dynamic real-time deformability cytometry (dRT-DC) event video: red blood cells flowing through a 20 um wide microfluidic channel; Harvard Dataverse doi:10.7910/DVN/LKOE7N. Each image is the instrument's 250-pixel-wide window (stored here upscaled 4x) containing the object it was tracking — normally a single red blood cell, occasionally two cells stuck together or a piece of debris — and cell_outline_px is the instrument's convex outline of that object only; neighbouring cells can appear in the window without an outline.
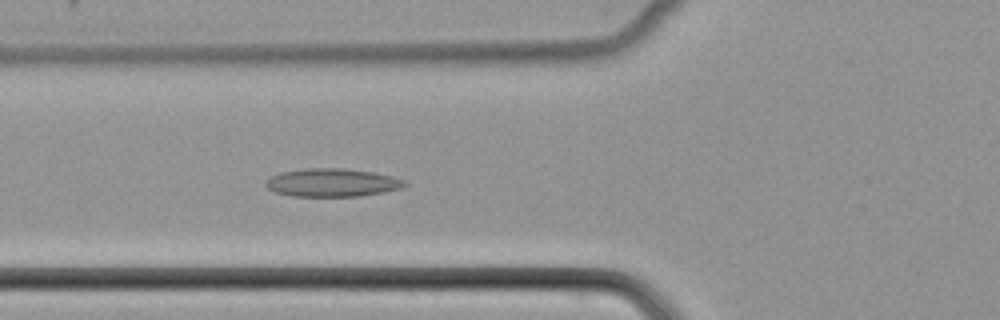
{"species": "common noctule bat (a hibernating species)", "species_latin": "Nyctalus noctula", "temperature_condition": "cold", "stored_images_in_passage": 37, "camera_frame_rate_fps": 3000, "um_per_image_px": 0.085, "animal": {"sex": "female", "body_mass_g": 22.7, "forearm_length_mm": 54.2}, "frame": {"image": 1, "passage_image": 5, "time_ms": 1.333, "image_size_px": [1000, 320], "cell_outline_px": [[408, 184], [404, 188], [360, 196], [292, 196], [276, 192], [268, 188], [264, 184], [272, 176], [280, 172], [304, 168], [344, 168], [372, 172], [392, 176], [408, 180]], "centroid_in_image_um": [28.29, 15.52], "position_along_channel_um": 97.5, "area_um2": 22.89}}
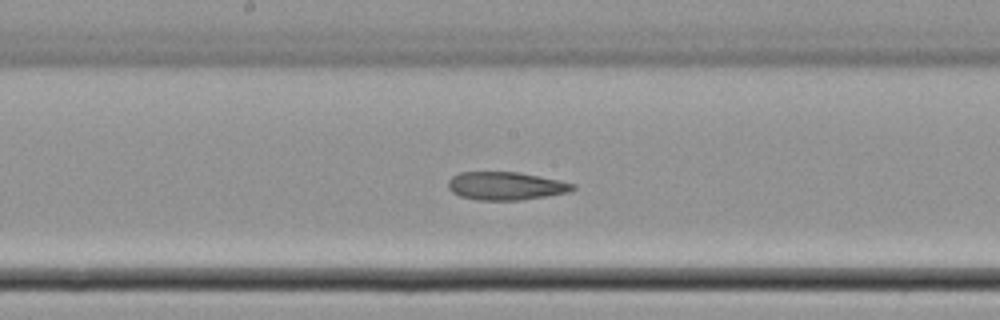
{"frame": {"image": 2, "passage_image": 13, "time_ms": 4.0, "image_size_px": [1000, 320], "cell_outline_px": [[576, 188], [568, 192], [520, 200], [476, 200], [460, 196], [452, 192], [448, 188], [448, 180], [452, 176], [460, 172], [520, 172], [560, 180], [576, 184]], "centroid_in_image_um": [42.98, 15.8], "position_along_channel_um": 205.2, "area_um2": 20.46}}
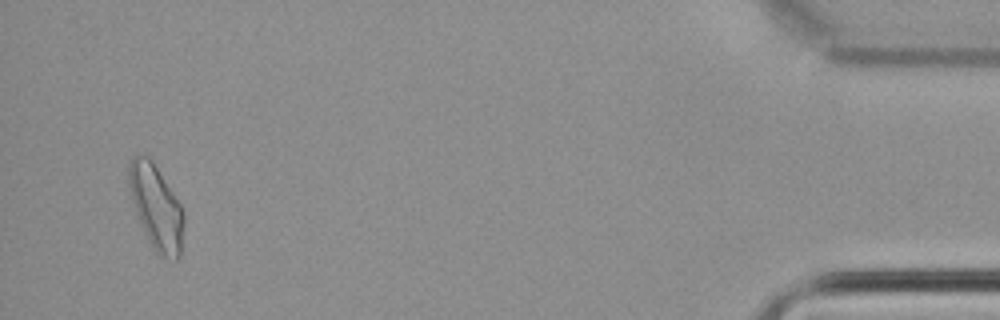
{"frame": {"image": 3, "passage_image": 35, "time_ms": 11.333, "image_size_px": [1000, 320], "cell_outline_px": [[184, 224], [180, 256], [176, 260], [160, 256], [152, 248], [148, 240], [136, 212], [128, 192], [128, 160], [132, 156], [140, 152], [148, 156], [152, 160], [180, 204], [184, 212]], "centroid_in_image_um": [13.24, 17.57], "position_along_channel_um": 422.0, "area_um2": 27.34}}